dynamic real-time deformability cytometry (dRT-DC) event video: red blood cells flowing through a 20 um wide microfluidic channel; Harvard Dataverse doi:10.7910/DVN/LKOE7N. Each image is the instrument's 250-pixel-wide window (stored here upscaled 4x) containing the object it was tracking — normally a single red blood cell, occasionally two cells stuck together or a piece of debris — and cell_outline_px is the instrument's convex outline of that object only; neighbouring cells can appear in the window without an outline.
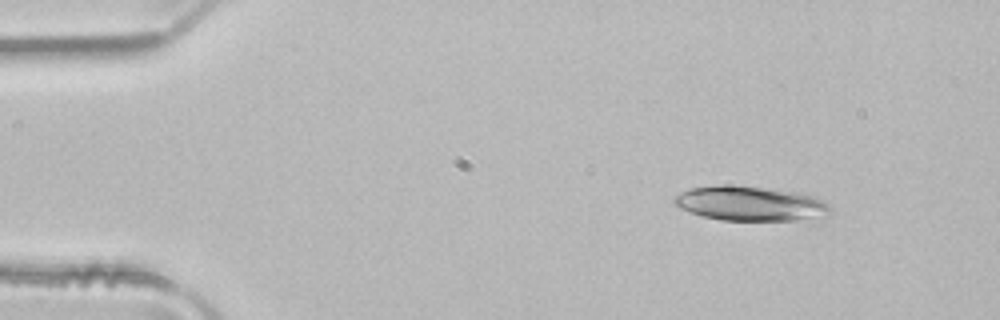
{"species": "common noctule bat (a hibernating species)", "species_latin": "Nyctalus noctula", "temperature_condition": "room temperature", "stored_images_in_passage": 2, "camera_frame_rate_fps": 3000, "um_per_image_px": 0.085, "animal": {"sex": "male", "body_mass_g": 21.5, "forearm_length_mm": 52.0}, "frame": {"image": 1, "passage_image": 1, "time_ms": 0.0, "image_size_px": [1000, 320], "cell_outline_px": [[832, 208], [828, 212], [796, 220], [720, 220], [688, 212], [680, 208], [672, 200], [676, 196], [688, 188], [724, 184], [728, 184], [796, 192], [812, 196], [828, 204]], "centroid_in_image_um": [63.66, 17.29], "position_along_channel_um": 21.3, "area_um2": 30.75}}